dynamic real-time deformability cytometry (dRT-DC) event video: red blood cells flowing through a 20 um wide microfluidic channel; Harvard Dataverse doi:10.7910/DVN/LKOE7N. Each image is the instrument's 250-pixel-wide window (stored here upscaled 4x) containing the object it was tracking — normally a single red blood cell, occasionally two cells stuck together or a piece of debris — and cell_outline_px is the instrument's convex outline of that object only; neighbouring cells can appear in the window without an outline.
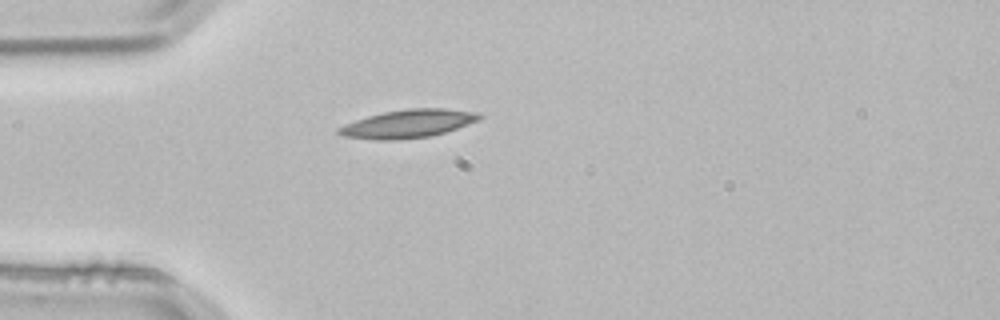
{"species": "common noctule bat (a hibernating species)", "species_latin": "Nyctalus noctula", "temperature_condition": "room temperature", "stored_images_in_passage": 3, "camera_frame_rate_fps": 3000, "um_per_image_px": 0.085, "animal": {"sex": "male", "body_mass_g": 21.5, "forearm_length_mm": 52.0}, "frame": {"image": 1, "passage_image": 3, "time_ms": 0.667, "image_size_px": [1000, 320], "cell_outline_px": [[484, 116], [476, 120], [456, 128], [444, 132], [428, 136], [396, 140], [376, 140], [344, 136], [336, 132], [336, 128], [344, 124], [368, 116], [384, 112], [408, 108], [444, 108], [480, 112]], "centroid_in_image_um": [34.66, 10.51], "position_along_channel_um": 50.3, "area_um2": 22.95}}